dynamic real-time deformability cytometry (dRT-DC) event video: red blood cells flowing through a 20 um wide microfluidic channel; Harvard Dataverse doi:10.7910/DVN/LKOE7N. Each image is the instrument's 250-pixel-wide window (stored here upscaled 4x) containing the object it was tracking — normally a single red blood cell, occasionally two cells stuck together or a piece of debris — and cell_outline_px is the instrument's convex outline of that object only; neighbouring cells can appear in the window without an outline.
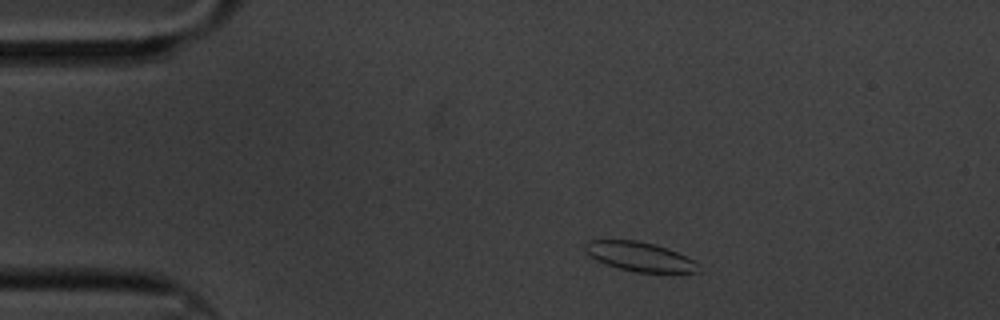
{"species": "common noctule bat (a hibernating species)", "species_latin": "Nyctalus noctula", "temperature_condition": "cold", "stored_images_in_passage": 51, "camera_frame_rate_fps": 3000, "um_per_image_px": 0.085, "animal": {"sex": "male", "body_mass_g": 20.1, "forearm_length_mm": 53.5}, "frame": {"image": 1, "passage_image": 1, "time_ms": 0.0, "image_size_px": [1000, 320], "cell_outline_px": [[704, 272], [636, 272], [620, 268], [596, 260], [584, 252], [584, 244], [588, 240], [636, 240], [668, 248], [692, 260]], "centroid_in_image_um": [54.34, 21.8], "position_along_channel_um": 30.7, "area_um2": 19.07}}
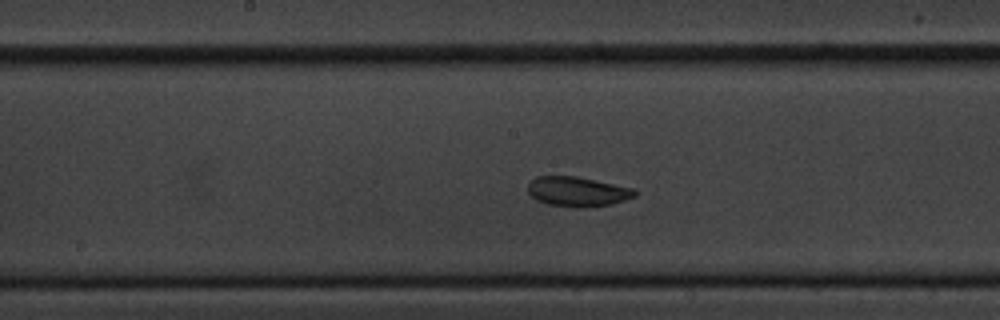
{"frame": {"image": 2, "passage_image": 21, "time_ms": 6.667, "image_size_px": [1000, 320], "cell_outline_px": [[636, 196], [612, 204], [580, 208], [548, 204], [536, 200], [528, 192], [528, 184], [536, 176], [576, 176], [636, 188]], "centroid_in_image_um": [49.11, 16.28], "position_along_channel_um": 199.1, "area_um2": 18.61}}
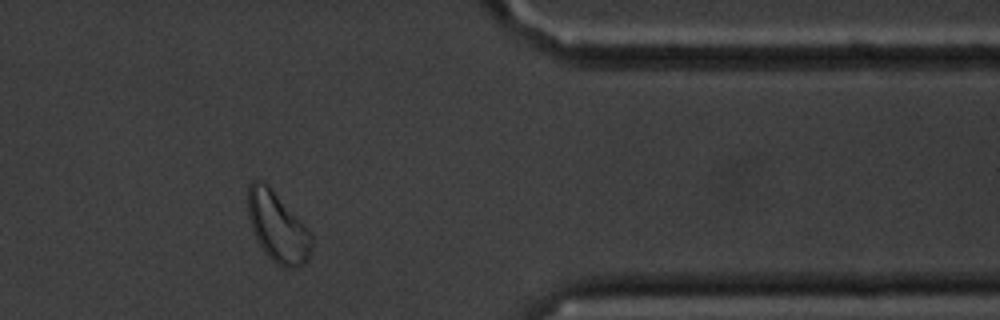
{"frame": {"image": 3, "passage_image": 40, "time_ms": 13.0, "image_size_px": [1000, 320], "cell_outline_px": [[312, 248], [308, 260], [304, 264], [296, 268], [284, 268], [276, 264], [268, 256], [260, 244], [252, 228], [248, 216], [248, 184], [252, 180], [260, 180], [268, 184], [308, 228], [312, 236]], "centroid_in_image_um": [23.61, 19.3], "position_along_channel_um": 387.8, "area_um2": 26.01}, "authors_computed_cell_mechanics": {"area_um2": 19.0162, "velocity_mm_per_s": 3.2691, "shape_relaxation_time_tau1_ms": 2.7748, "shape_relaxation_time_tau2_ms": null, "deformation_change_tau1": 0.0519, "deformation_change_tau2": null}}